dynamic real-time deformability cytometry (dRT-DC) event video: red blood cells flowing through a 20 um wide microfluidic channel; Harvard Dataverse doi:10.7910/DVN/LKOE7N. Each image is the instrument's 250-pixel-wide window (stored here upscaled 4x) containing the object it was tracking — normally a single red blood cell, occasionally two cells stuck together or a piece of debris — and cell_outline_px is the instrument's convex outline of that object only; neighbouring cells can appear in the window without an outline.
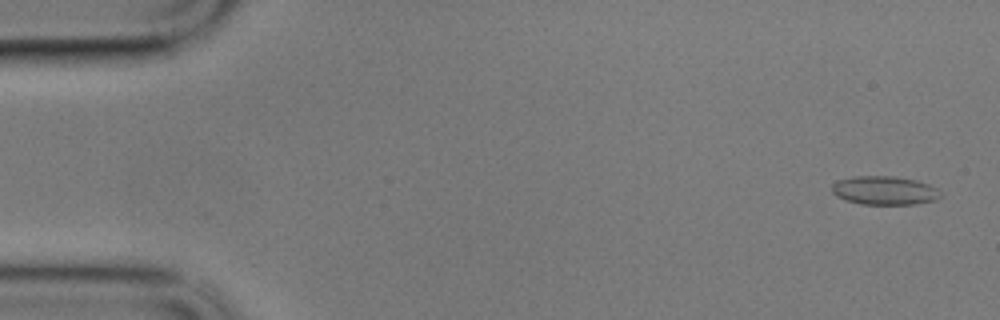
{"species": "common noctule bat (a hibernating species)", "species_latin": "Nyctalus noctula", "temperature_condition": "cold", "stored_images_in_passage": 59, "camera_frame_rate_fps": 3000, "um_per_image_px": 0.085, "animal": {"sex": "male", "body_mass_g": 17.9}, "frame": {"image": 1, "passage_image": 2, "time_ms": 0.333, "image_size_px": [1000, 320], "cell_outline_px": [[940, 196], [936, 200], [916, 204], [860, 204], [844, 200], [836, 196], [832, 192], [832, 184], [836, 180], [852, 176], [896, 176], [916, 180], [928, 184], [936, 188], [940, 192]], "centroid_in_image_um": [75.14, 16.18], "position_along_channel_um": 9.9, "area_um2": 18.32}}
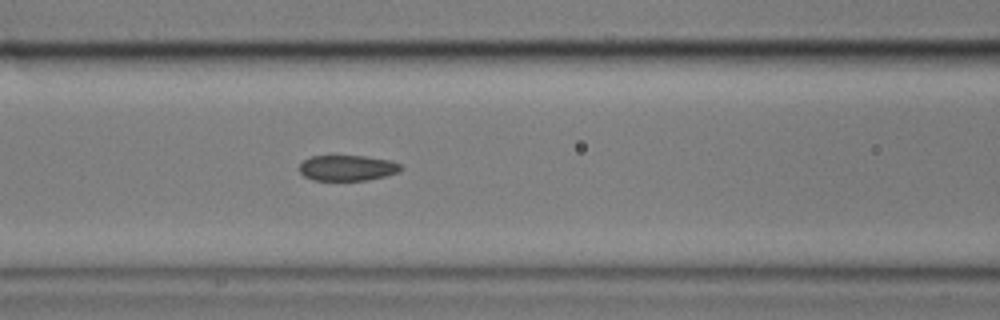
{"frame": {"image": 2, "passage_image": 24, "time_ms": 7.667, "image_size_px": [1000, 320], "cell_outline_px": [[404, 168], [400, 172], [368, 180], [312, 180], [304, 176], [300, 172], [300, 164], [304, 160], [312, 156], [364, 156], [392, 160], [400, 164]], "centroid_in_image_um": [29.57, 14.27], "position_along_channel_um": 137.0, "area_um2": 15.2}}
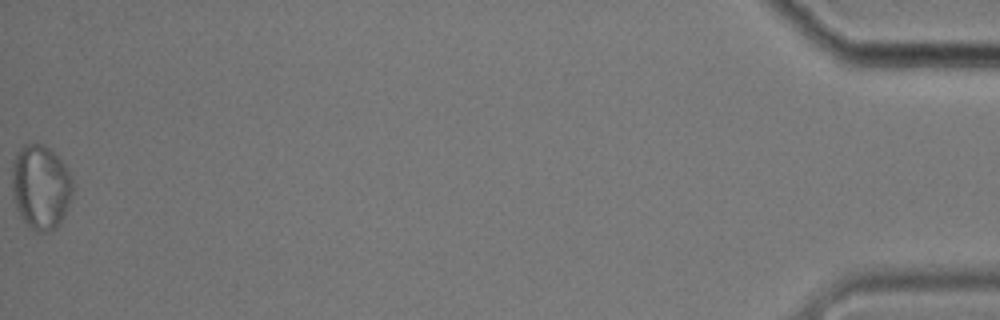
{"frame": {"image": 3, "passage_image": 59, "time_ms": 19.333, "image_size_px": [1000, 320], "cell_outline_px": [[72, 192], [64, 216], [56, 228], [48, 232], [36, 232], [28, 228], [16, 208], [12, 196], [12, 160], [16, 152], [24, 144], [44, 144], [64, 164], [72, 176]], "centroid_in_image_um": [3.43, 15.91], "position_along_channel_um": 431.8, "area_um2": 30.11}, "authors_computed_cell_mechanics": {"area_um2": 16.9932, "velocity_mm_per_s": 3.3778, "shape_relaxation_time_tau1_ms": null, "shape_relaxation_time_tau2_ms": 2.624, "deformation_change_tau1": null, "deformation_change_tau2": 0.0611}}